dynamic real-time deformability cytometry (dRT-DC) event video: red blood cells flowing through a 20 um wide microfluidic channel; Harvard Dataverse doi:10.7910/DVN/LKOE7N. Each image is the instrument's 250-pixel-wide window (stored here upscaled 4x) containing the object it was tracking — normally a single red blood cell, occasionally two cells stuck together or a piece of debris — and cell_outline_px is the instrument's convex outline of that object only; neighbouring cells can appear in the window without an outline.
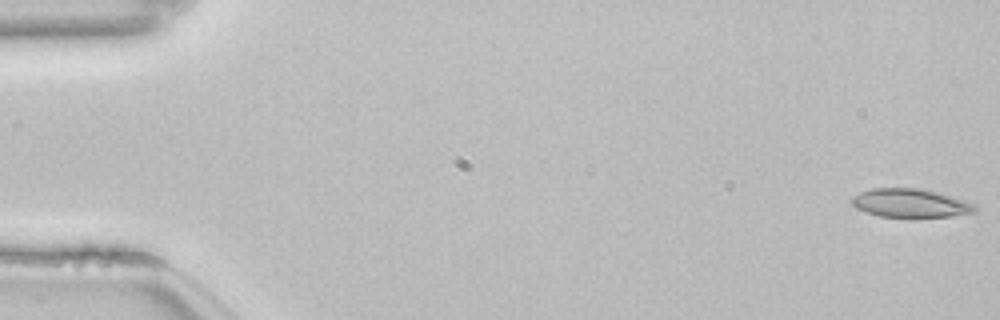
{"species": "common noctule bat (a hibernating species)", "species_latin": "Nyctalus noctula", "temperature_condition": "room temperature", "stored_images_in_passage": 54, "camera_frame_rate_fps": 3000, "um_per_image_px": 0.085, "animal": {"sex": "female", "body_mass_g": 22.7, "forearm_length_mm": 54.2}, "frame": {"image": 1, "passage_image": 1, "time_ms": 0.0, "image_size_px": [1000, 320], "cell_outline_px": [[976, 212], [952, 216], [880, 216], [856, 208], [852, 204], [852, 196], [860, 192], [872, 188], [916, 188], [936, 192], [976, 204]], "centroid_in_image_um": [77.37, 17.25], "position_along_channel_um": 7.6, "area_um2": 20.06}}
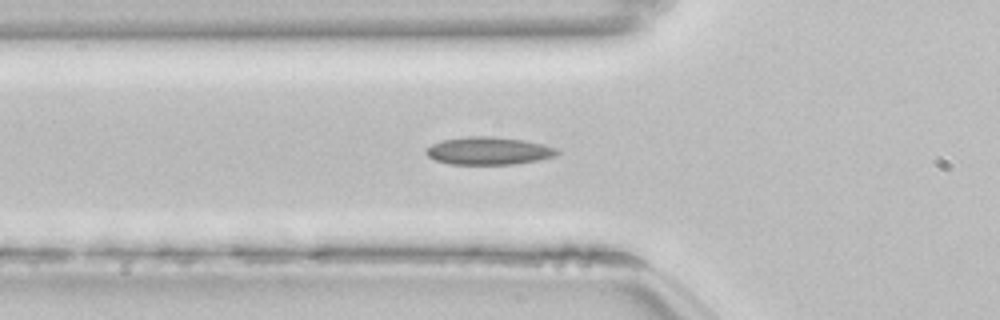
{"frame": {"image": 2, "passage_image": 19, "time_ms": 6.0, "image_size_px": [1000, 320], "cell_outline_px": [[560, 152], [556, 156], [536, 160], [512, 164], [448, 164], [436, 160], [428, 156], [424, 152], [432, 144], [440, 140], [468, 136], [492, 136], [524, 140], [556, 148]], "centroid_in_image_um": [41.5, 12.81], "position_along_channel_um": 84.3, "area_um2": 21.04}}
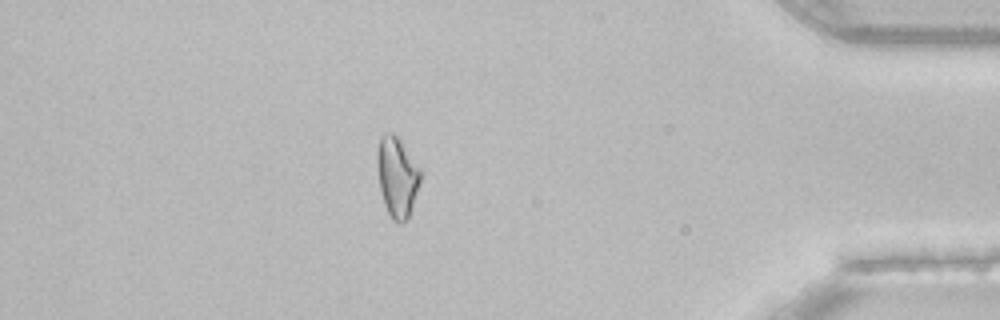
{"frame": {"image": 3, "passage_image": 47, "time_ms": 15.333, "image_size_px": [1000, 320], "cell_outline_px": [[424, 172], [408, 220], [400, 224], [396, 224], [392, 220], [384, 204], [380, 192], [376, 164], [376, 152], [380, 136], [384, 132], [392, 132], [400, 140]], "centroid_in_image_um": [33.76, 15.04], "position_along_channel_um": 401.4, "area_um2": 20.92}, "authors_computed_cell_mechanics": {"area_um2": 20.0566, "velocity_mm_per_s": 3.8477, "shape_relaxation_time_tau1_ms": null, "shape_relaxation_time_tau2_ms": 3.6698, "deformation_change_tau1": null, "deformation_change_tau2": 0.1018}}